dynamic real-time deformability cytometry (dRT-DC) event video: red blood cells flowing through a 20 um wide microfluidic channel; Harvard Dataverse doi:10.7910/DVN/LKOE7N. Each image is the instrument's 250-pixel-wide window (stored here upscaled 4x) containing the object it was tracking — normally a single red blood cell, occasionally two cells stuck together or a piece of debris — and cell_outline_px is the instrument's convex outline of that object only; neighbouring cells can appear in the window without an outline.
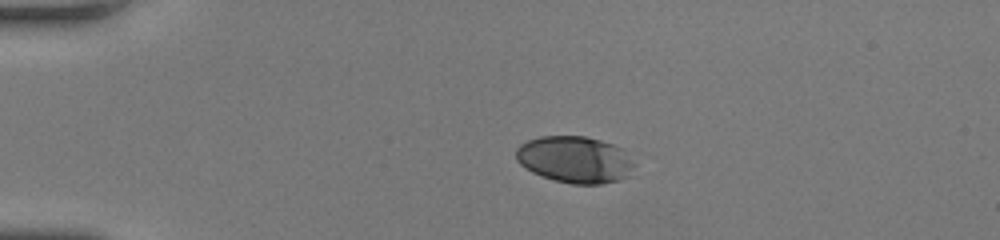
{"species": "human", "species_latin": "Homo sapiens", "temperature_condition": "room temperature", "stored_images_in_passage": 36, "camera_frame_rate_fps": 3000, "um_per_image_px": 0.085, "donor": {"sex": "female"}, "frame": {"image": 1, "passage_image": 1, "time_ms": 0.0, "image_size_px": [1000, 240], "cell_outline_px": [[636, 164], [628, 176], [620, 180], [600, 184], [572, 184], [556, 180], [532, 172], [520, 164], [516, 160], [516, 148], [520, 144], [528, 140], [540, 136], [584, 136], [600, 140], [624, 148]], "centroid_in_image_um": [48.89, 13.55], "position_along_channel_um": 36.1, "area_um2": 32.37}}
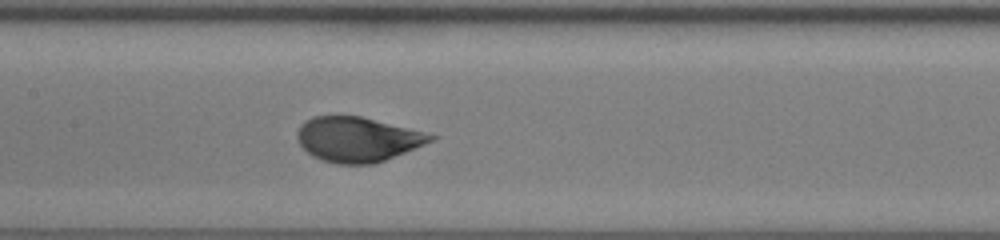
{"frame": {"image": 2, "passage_image": 16, "time_ms": 5.0, "image_size_px": [1000, 240], "cell_outline_px": [[440, 136], [436, 140], [384, 160], [372, 164], [340, 164], [324, 160], [312, 156], [300, 144], [296, 136], [296, 132], [300, 124], [304, 120], [312, 116], [360, 116]], "centroid_in_image_um": [30.38, 11.83], "position_along_channel_um": 177.0, "area_um2": 34.68}}
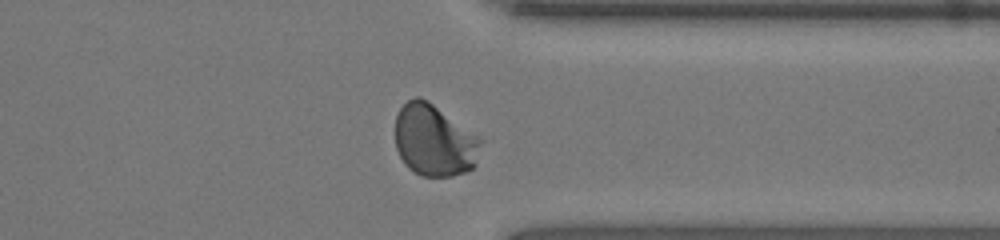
{"frame": {"image": 3, "passage_image": 31, "time_ms": 10.0, "image_size_px": [1000, 240], "cell_outline_px": [[484, 140], [476, 164], [472, 168], [464, 172], [452, 176], [420, 176], [408, 168], [404, 164], [396, 148], [396, 116], [400, 108], [408, 100], [416, 96], [420, 96], [428, 100], [480, 136]], "centroid_in_image_um": [36.94, 11.93], "position_along_channel_um": 374.5, "area_um2": 36.24}, "authors_computed_cell_mechanics": {"area_um2": 34.7667, "velocity_mm_per_s": 3.9564, "shape_relaxation_time_tau1_ms": 3.7478, "shape_relaxation_time_tau2_ms": null, "deformation_change_tau1": 0.1677, "deformation_change_tau2": null}}